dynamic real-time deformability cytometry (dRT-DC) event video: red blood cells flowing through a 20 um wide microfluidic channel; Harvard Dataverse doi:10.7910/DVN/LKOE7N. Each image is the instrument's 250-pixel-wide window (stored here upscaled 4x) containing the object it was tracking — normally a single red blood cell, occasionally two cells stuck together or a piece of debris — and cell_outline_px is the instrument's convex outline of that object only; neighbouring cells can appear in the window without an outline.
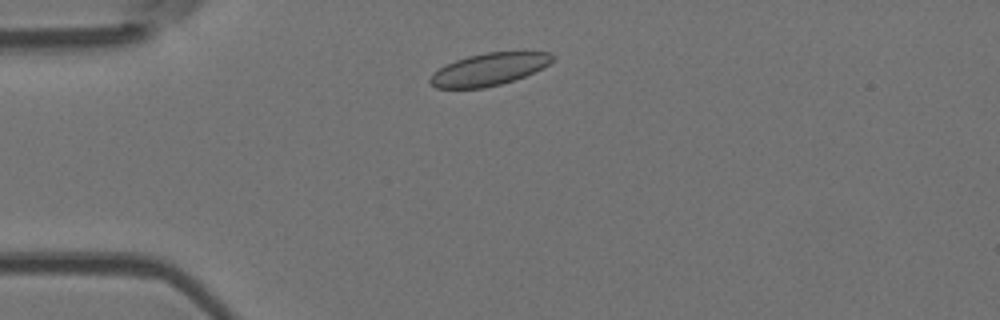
{"species": "Egyptian fruit bat (a non-hibernating species)", "species_latin": "Rousettus aegyptiacus", "temperature_condition": "room temperature", "stored_images_in_passage": 5, "camera_frame_rate_fps": 3000, "um_per_image_px": 0.085, "animal": {"sex": "female"}, "frame": {"image": 1, "passage_image": 2, "time_ms": 1.0, "image_size_px": [1000, 320], "cell_outline_px": [[556, 56], [548, 64], [524, 76], [500, 84], [484, 88], [436, 88], [428, 84], [428, 80], [440, 68], [456, 60], [468, 56], [488, 52], [552, 52]], "centroid_in_image_um": [41.55, 5.89], "position_along_channel_um": 43.4, "area_um2": 22.66}}
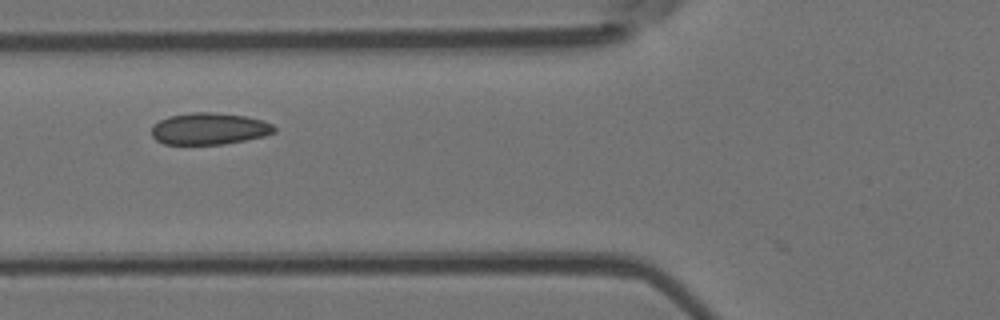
{"frame": {"image": 2, "passage_image": 4, "time_ms": 3.333, "image_size_px": [1000, 320], "cell_outline_px": [[276, 132], [264, 136], [224, 144], [164, 144], [156, 140], [152, 136], [152, 124], [168, 116], [192, 112], [212, 112], [244, 116], [260, 120], [272, 124], [276, 128]], "centroid_in_image_um": [17.76, 10.94], "position_along_channel_um": 108.0, "area_um2": 22.66}}